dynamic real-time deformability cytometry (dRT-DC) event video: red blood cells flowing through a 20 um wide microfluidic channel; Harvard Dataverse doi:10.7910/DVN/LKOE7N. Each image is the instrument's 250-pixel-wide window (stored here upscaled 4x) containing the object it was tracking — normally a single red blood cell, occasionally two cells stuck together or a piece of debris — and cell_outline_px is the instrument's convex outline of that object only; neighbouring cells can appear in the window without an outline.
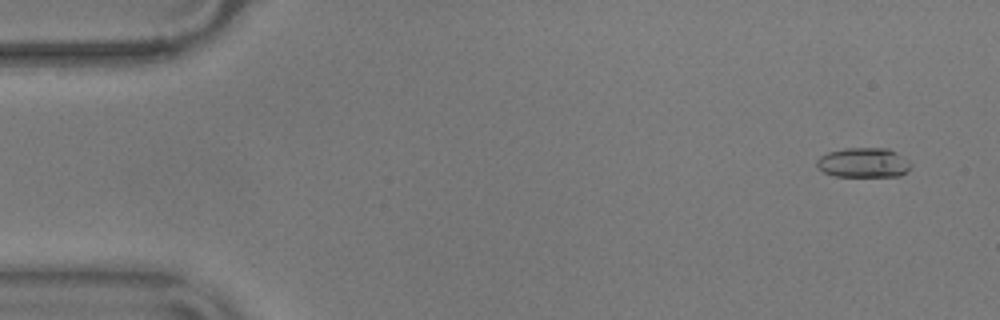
{"species": "common noctule bat (a hibernating species)", "species_latin": "Nyctalus noctula", "temperature_condition": "warm", "stored_images_in_passage": 57, "camera_frame_rate_fps": 3000, "um_per_image_px": 0.085, "animal": {"sex": "male", "body_mass_g": 17.9}, "frame": {"image": 1, "passage_image": 4, "time_ms": 1.0, "image_size_px": [1000, 320], "cell_outline_px": [[912, 164], [900, 176], [836, 176], [824, 172], [816, 168], [816, 160], [820, 156], [828, 152], [844, 148], [888, 148], [908, 160]], "centroid_in_image_um": [73.35, 13.82], "position_along_channel_um": 11.7, "area_um2": 16.24}}
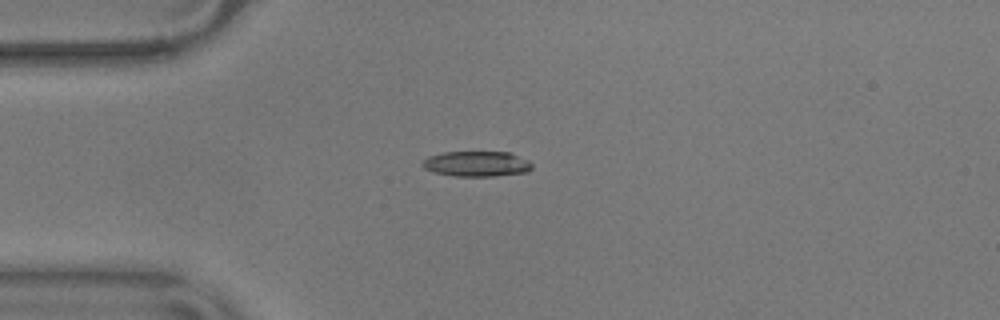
{"frame": {"image": 2, "passage_image": 15, "time_ms": 4.667, "image_size_px": [1000, 320], "cell_outline_px": [[532, 168], [528, 172], [492, 176], [456, 176], [436, 172], [424, 168], [420, 164], [428, 156], [444, 152], [512, 152], [528, 160], [532, 164]], "centroid_in_image_um": [40.55, 13.92], "position_along_channel_um": 44.5, "area_um2": 16.18}}
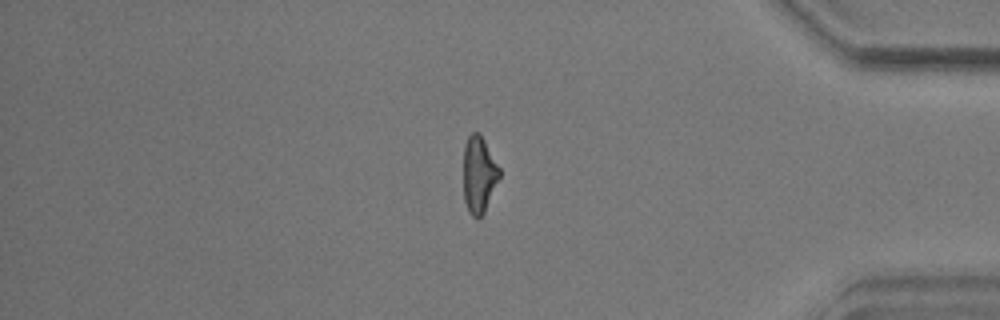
{"frame": {"image": 3, "passage_image": 48, "time_ms": 15.667, "image_size_px": [1000, 320], "cell_outline_px": [[500, 176], [484, 212], [476, 220], [468, 212], [464, 200], [464, 144], [468, 136], [472, 132], [480, 132], [500, 168]], "centroid_in_image_um": [40.7, 14.82], "position_along_channel_um": 394.5, "area_um2": 16.13}, "authors_computed_cell_mechanics": {"area_um2": 16.5886, "velocity_mm_per_s": 3.6013, "shape_relaxation_time_tau1_ms": 4.0514, "shape_relaxation_time_tau2_ms": 3.266, "deformation_change_tau1": 0.1482, "deformation_change_tau2": 0.1181}}